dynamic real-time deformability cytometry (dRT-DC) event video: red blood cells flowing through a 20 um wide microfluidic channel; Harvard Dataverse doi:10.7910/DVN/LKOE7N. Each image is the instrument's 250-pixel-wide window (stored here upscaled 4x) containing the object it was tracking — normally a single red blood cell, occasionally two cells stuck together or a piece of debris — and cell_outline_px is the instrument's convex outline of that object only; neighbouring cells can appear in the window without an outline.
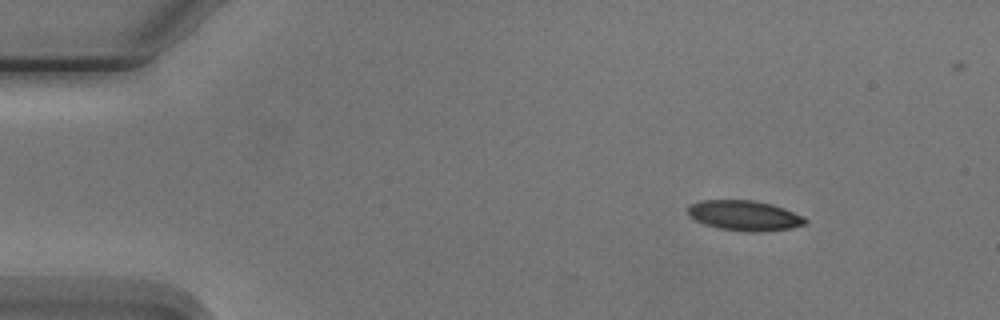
{"species": "Egyptian fruit bat (a non-hibernating species)", "species_latin": "Rousettus aegyptiacus", "temperature_condition": "cold", "stored_images_in_passage": 4, "camera_frame_rate_fps": 3000, "um_per_image_px": 0.085, "animal": {"sex": "male"}, "frame": {"image": 1, "passage_image": 1, "time_ms": 0.0, "image_size_px": [1000, 320], "cell_outline_px": [[808, 224], [792, 228], [752, 232], [748, 232], [720, 228], [704, 224], [688, 216], [688, 208], [692, 204], [700, 200], [752, 200], [772, 204], [784, 208], [804, 216], [808, 220]], "centroid_in_image_um": [63.31, 18.32], "position_along_channel_um": 21.7, "area_um2": 20.63}}
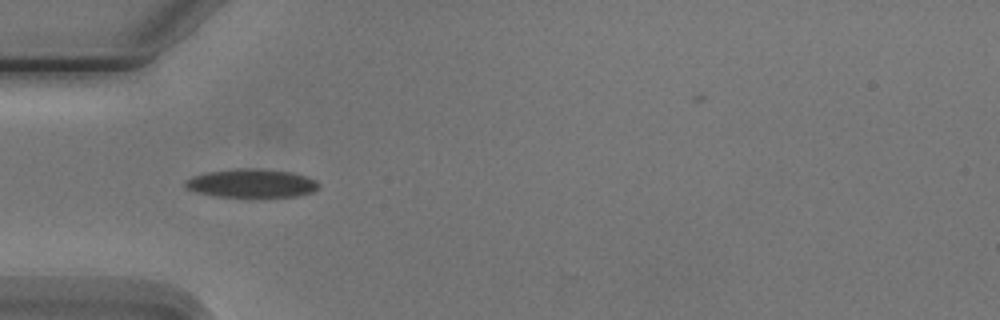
{"frame": {"image": 2, "passage_image": 3, "time_ms": 3.333, "image_size_px": [1000, 320], "cell_outline_px": [[320, 184], [312, 192], [296, 196], [216, 196], [196, 192], [188, 188], [184, 184], [184, 180], [192, 176], [208, 172], [236, 168], [260, 168], [292, 172], [316, 180]], "centroid_in_image_um": [21.36, 15.56], "position_along_channel_um": 63.6, "area_um2": 21.96}}
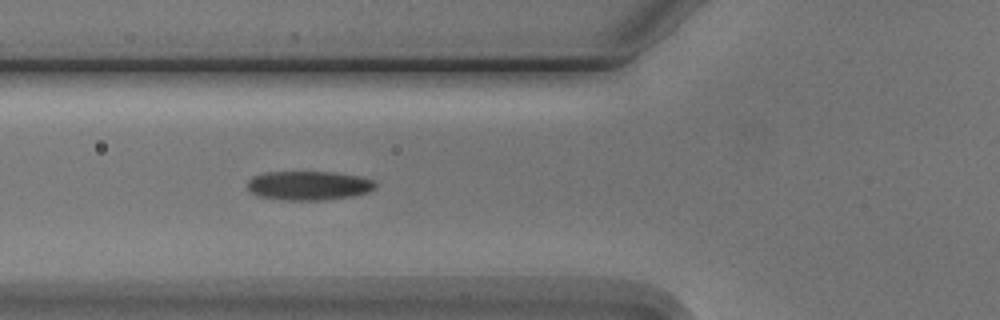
{"frame": {"image": 3, "passage_image": 4, "time_ms": 4.333, "image_size_px": [1000, 320], "cell_outline_px": [[376, 188], [368, 192], [352, 196], [320, 200], [288, 200], [256, 196], [248, 192], [248, 180], [252, 176], [264, 172], [336, 172], [360, 176], [376, 180]], "centroid_in_image_um": [26.24, 15.76], "position_along_channel_um": 99.6, "area_um2": 21.96}}